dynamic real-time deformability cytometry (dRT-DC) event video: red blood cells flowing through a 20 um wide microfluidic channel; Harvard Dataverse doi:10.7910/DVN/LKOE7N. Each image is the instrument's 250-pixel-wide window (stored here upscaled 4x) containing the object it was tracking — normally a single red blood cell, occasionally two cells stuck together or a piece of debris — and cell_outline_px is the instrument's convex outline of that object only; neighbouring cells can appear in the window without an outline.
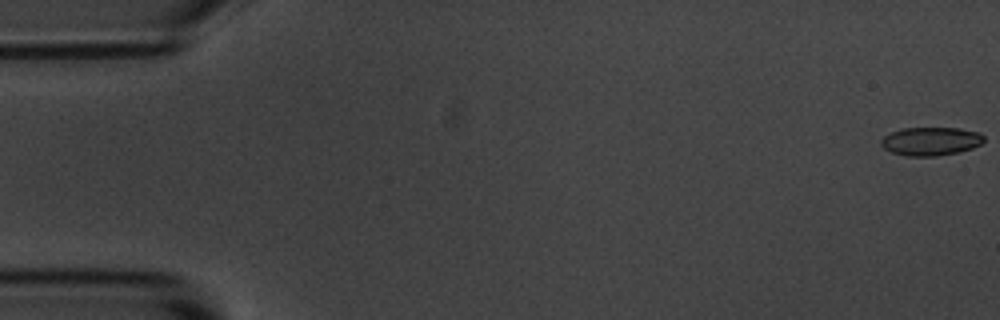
{"species": "common noctule bat (a hibernating species)", "species_latin": "Nyctalus noctula", "temperature_condition": "room temperature", "stored_images_in_passage": 5, "camera_frame_rate_fps": 3000, "um_per_image_px": 0.085, "animal": {"sex": "male", "body_mass_g": 20.1, "forearm_length_mm": 53.5}, "frame": {"image": 1, "passage_image": 1, "time_ms": 0.0, "image_size_px": [1000, 320], "cell_outline_px": [[984, 140], [980, 144], [972, 148], [960, 152], [936, 156], [908, 156], [892, 152], [884, 148], [880, 144], [880, 140], [884, 136], [900, 128], [960, 128], [980, 132], [984, 136]], "centroid_in_image_um": [79.12, 12.0], "position_along_channel_um": 5.9, "area_um2": 17.11}}
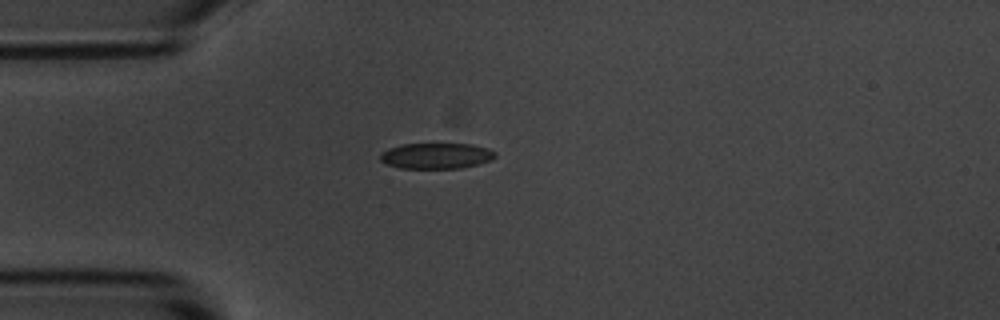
{"frame": {"image": 2, "passage_image": 5, "time_ms": 1.333, "image_size_px": [1000, 320], "cell_outline_px": [[496, 156], [492, 160], [460, 168], [400, 168], [388, 164], [380, 160], [380, 152], [388, 148], [404, 144], [472, 144], [488, 148], [496, 152]], "centroid_in_image_um": [37.08, 13.24], "position_along_channel_um": 47.9, "area_um2": 17.22}}